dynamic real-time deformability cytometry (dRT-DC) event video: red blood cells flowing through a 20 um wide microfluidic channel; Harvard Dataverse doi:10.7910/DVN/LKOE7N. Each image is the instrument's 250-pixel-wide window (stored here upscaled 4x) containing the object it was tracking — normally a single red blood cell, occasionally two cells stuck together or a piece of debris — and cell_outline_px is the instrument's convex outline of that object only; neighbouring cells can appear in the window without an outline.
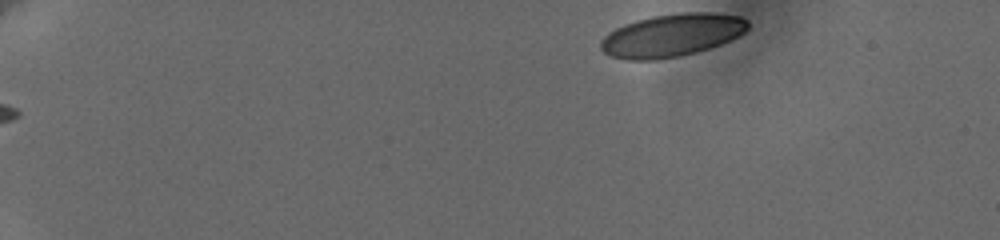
{"species": "human", "species_latin": "Homo sapiens", "temperature_condition": "cold", "stored_images_in_passage": 50, "camera_frame_rate_fps": 3000, "um_per_image_px": 0.085, "donor": {"sex": "female"}, "frame": {"image": 1, "passage_image": 1, "time_ms": 0.0, "image_size_px": [1000, 240], "cell_outline_px": [[748, 28], [744, 32], [720, 44], [696, 52], [656, 60], [628, 60], [612, 56], [604, 52], [600, 48], [600, 40], [608, 32], [624, 24], [636, 20], [652, 16], [680, 12], [716, 12], [740, 16], [748, 20]], "centroid_in_image_um": [57.09, 2.98], "position_along_channel_um": 27.9, "area_um2": 36.65}}
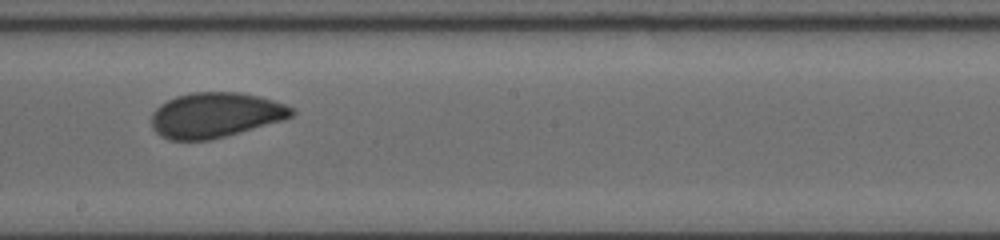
{"frame": {"image": 2, "passage_image": 28, "time_ms": 9.0, "image_size_px": [1000, 240], "cell_outline_px": [[296, 112], [292, 116], [284, 120], [224, 136], [208, 140], [168, 140], [160, 136], [152, 128], [152, 112], [160, 104], [176, 96], [192, 92], [240, 92], [260, 96], [284, 104], [292, 108]], "centroid_in_image_um": [18.29, 9.77], "position_along_channel_um": 229.9, "area_um2": 36.82}}
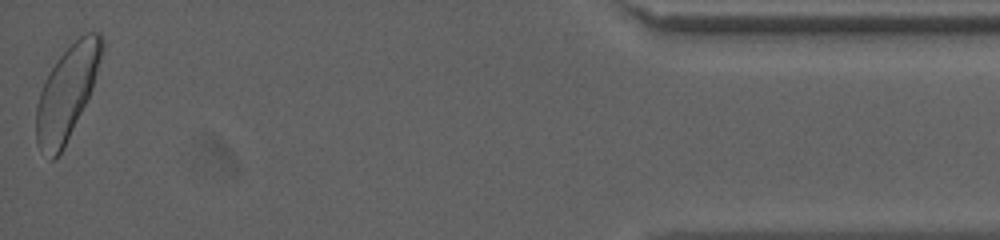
{"frame": {"image": 3, "passage_image": 50, "time_ms": 16.333, "image_size_px": [1000, 240], "cell_outline_px": [[104, 48], [92, 88], [64, 148], [52, 160], [48, 160], [36, 140], [36, 108], [40, 92], [44, 80], [56, 60], [80, 36], [88, 32], [100, 32], [104, 40]], "centroid_in_image_um": [5.69, 7.86], "position_along_channel_um": 429.5, "area_um2": 35.2}, "authors_computed_cell_mechanics": {"area_um2": 36.7608, "velocity_mm_per_s": 3.6186, "shape_relaxation_time_tau1_ms": 4.8167, "shape_relaxation_time_tau2_ms": 0.928, "deformation_change_tau1": 0.0955, "deformation_change_tau2": 0.0461}}